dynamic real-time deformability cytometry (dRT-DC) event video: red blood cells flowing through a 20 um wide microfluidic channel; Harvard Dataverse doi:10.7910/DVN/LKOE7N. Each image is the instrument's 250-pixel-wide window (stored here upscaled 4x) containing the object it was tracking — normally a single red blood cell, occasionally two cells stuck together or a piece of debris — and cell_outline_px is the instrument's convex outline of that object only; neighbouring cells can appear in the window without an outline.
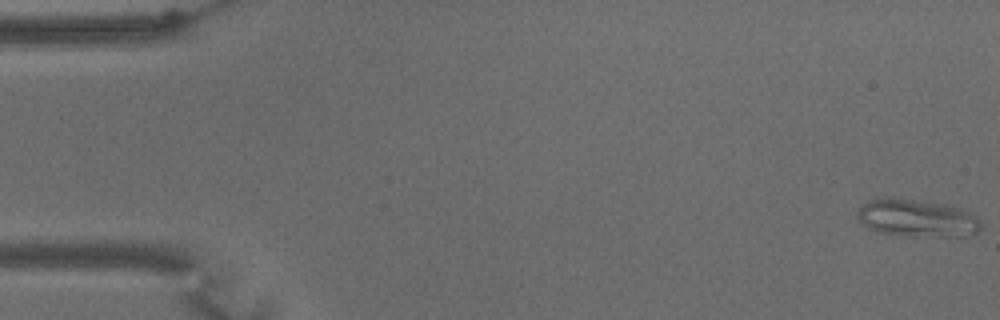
{"species": "common noctule bat (a hibernating species)", "species_latin": "Nyctalus noctula", "temperature_condition": "warm", "stored_images_in_passage": 60, "camera_frame_rate_fps": 3000, "um_per_image_px": 0.085, "animal": {"sex": "male", "body_mass_g": 15.6}, "frame": {"image": 1, "passage_image": 1, "time_ms": 0.0, "image_size_px": [1000, 320], "cell_outline_px": [[984, 224], [980, 232], [964, 236], [908, 236], [876, 232], [868, 228], [856, 216], [856, 212], [868, 200], [884, 196], [944, 204], [968, 212], [976, 216]], "centroid_in_image_um": [77.94, 18.55], "position_along_channel_um": 7.1, "area_um2": 27.17}}
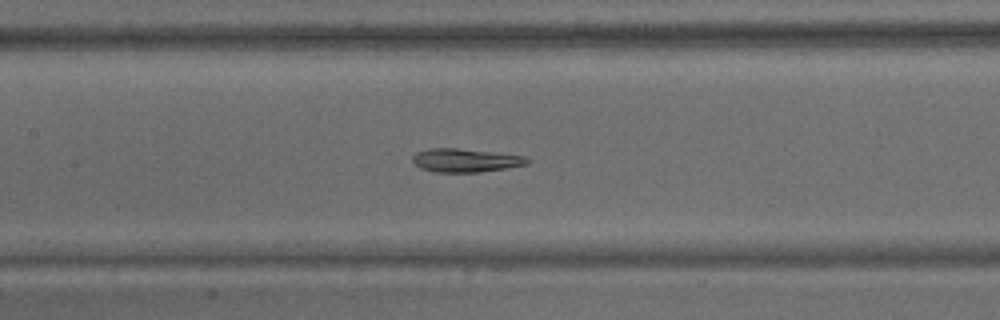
{"frame": {"image": 2, "passage_image": 28, "time_ms": 9.0, "image_size_px": [1000, 320], "cell_outline_px": [[532, 160], [528, 164], [480, 172], [436, 172], [420, 168], [412, 160], [412, 156], [416, 152], [428, 148], [456, 148], [524, 156]], "centroid_in_image_um": [39.54, 13.63], "position_along_channel_um": 167.9, "area_um2": 15.55}}
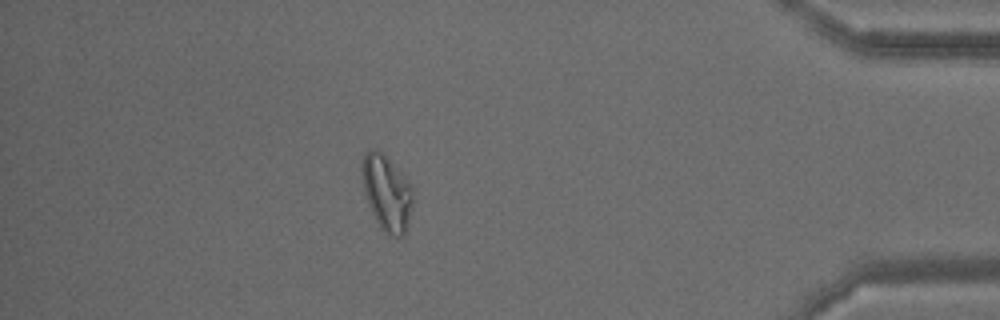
{"frame": {"image": 3, "passage_image": 53, "time_ms": 17.333, "image_size_px": [1000, 320], "cell_outline_px": [[416, 188], [408, 224], [404, 236], [388, 236], [380, 228], [368, 204], [364, 192], [360, 176], [360, 168], [364, 152], [368, 148], [376, 148]], "centroid_in_image_um": [32.87, 16.39], "position_along_channel_um": 402.3, "area_um2": 22.95}, "authors_computed_cell_mechanics": {"area_um2": 19.5942, "velocity_mm_per_s": 3.3471, "shape_relaxation_time_tau1_ms": null, "shape_relaxation_time_tau2_ms": 4.0228, "deformation_change_tau1": null, "deformation_change_tau2": 0.1166}}